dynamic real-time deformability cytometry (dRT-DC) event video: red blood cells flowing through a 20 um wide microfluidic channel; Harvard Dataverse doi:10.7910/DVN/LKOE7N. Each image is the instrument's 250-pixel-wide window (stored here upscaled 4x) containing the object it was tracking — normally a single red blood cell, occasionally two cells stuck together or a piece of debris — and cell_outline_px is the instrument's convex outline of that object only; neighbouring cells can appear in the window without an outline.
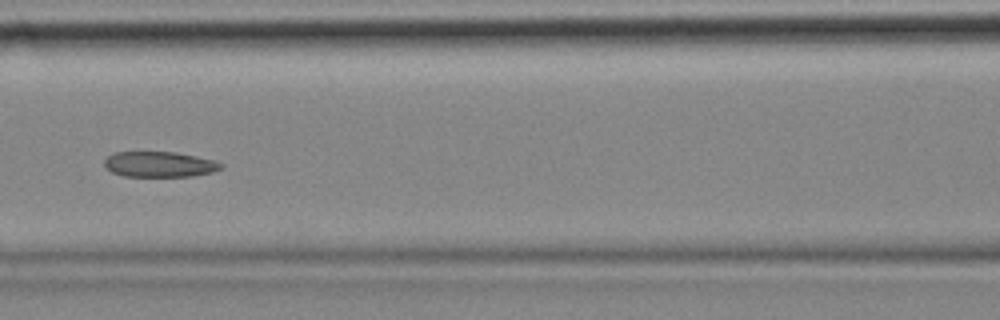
{"species": "common noctule bat (a hibernating species)", "species_latin": "Nyctalus noctula", "temperature_condition": "cold", "stored_images_in_passage": 4, "camera_frame_rate_fps": 3000, "um_per_image_px": 0.085, "animal": {"sex": "female", "body_mass_g": 18.4}, "frame": {"image": 1, "passage_image": 4, "time_ms": 1.0, "image_size_px": [1000, 320], "cell_outline_px": [[224, 168], [212, 172], [192, 176], [124, 176], [112, 172], [104, 164], [104, 160], [108, 156], [116, 152], [176, 152], [196, 156], [212, 160], [224, 164]], "centroid_in_image_um": [13.58, 13.96], "position_along_channel_um": 153.0, "area_um2": 17.22}}